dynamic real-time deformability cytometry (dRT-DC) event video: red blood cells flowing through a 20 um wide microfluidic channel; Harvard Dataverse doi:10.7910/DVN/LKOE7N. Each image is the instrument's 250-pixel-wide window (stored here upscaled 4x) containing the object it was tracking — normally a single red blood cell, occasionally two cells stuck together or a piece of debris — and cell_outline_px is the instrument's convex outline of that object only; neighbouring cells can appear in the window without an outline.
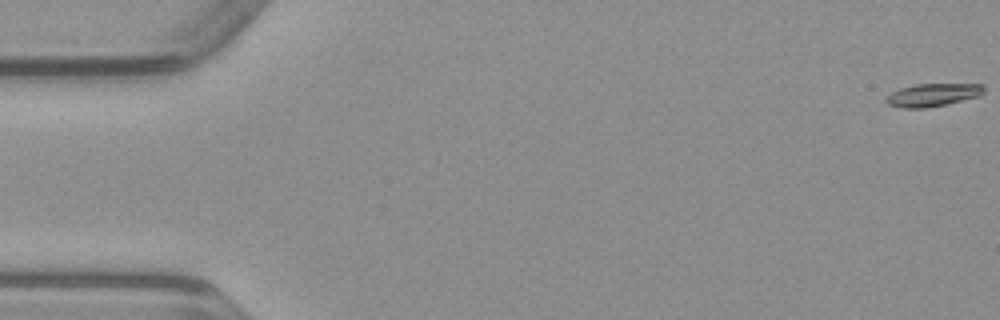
{"species": "common noctule bat (a hibernating species)", "species_latin": "Nyctalus noctula", "temperature_condition": "warm", "stored_images_in_passage": 51, "camera_frame_rate_fps": 3000, "um_per_image_px": 0.085, "animal": {"sex": "male", "body_mass_g": 23.1, "forearm_length_mm": 52.7}, "frame": {"image": 1, "passage_image": 1, "time_ms": 0.0, "image_size_px": [1000, 320], "cell_outline_px": [[984, 92], [980, 96], [944, 104], [924, 108], [900, 108], [888, 104], [884, 100], [892, 92], [900, 88], [916, 84], [984, 84]], "centroid_in_image_um": [79.28, 8.06], "position_along_channel_um": 5.7, "area_um2": 12.95}}
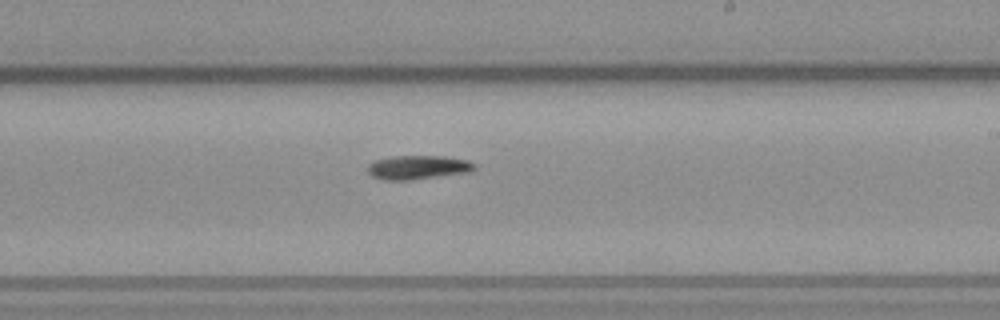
{"frame": {"image": 2, "passage_image": 30, "time_ms": 9.667, "image_size_px": [1000, 320], "cell_outline_px": [[476, 168], [468, 172], [412, 180], [384, 180], [372, 176], [368, 172], [368, 164], [376, 160], [392, 156], [444, 156], [468, 160], [476, 164]], "centroid_in_image_um": [35.53, 14.22], "position_along_channel_um": 253.5, "area_um2": 14.91}}
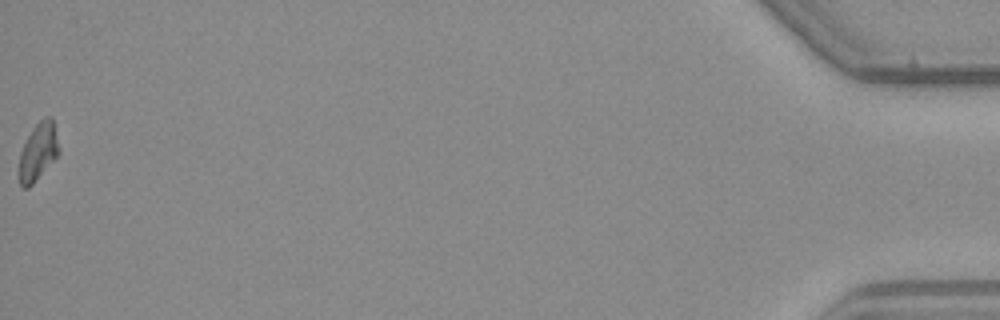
{"frame": {"image": 3, "passage_image": 51, "time_ms": 16.667, "image_size_px": [1000, 320], "cell_outline_px": [[60, 152], [32, 184], [28, 188], [24, 188], [20, 184], [16, 172], [20, 152], [32, 128], [44, 116], [52, 116], [60, 148]], "centroid_in_image_um": [3.21, 12.89], "position_along_channel_um": 432.0, "area_um2": 13.58}}